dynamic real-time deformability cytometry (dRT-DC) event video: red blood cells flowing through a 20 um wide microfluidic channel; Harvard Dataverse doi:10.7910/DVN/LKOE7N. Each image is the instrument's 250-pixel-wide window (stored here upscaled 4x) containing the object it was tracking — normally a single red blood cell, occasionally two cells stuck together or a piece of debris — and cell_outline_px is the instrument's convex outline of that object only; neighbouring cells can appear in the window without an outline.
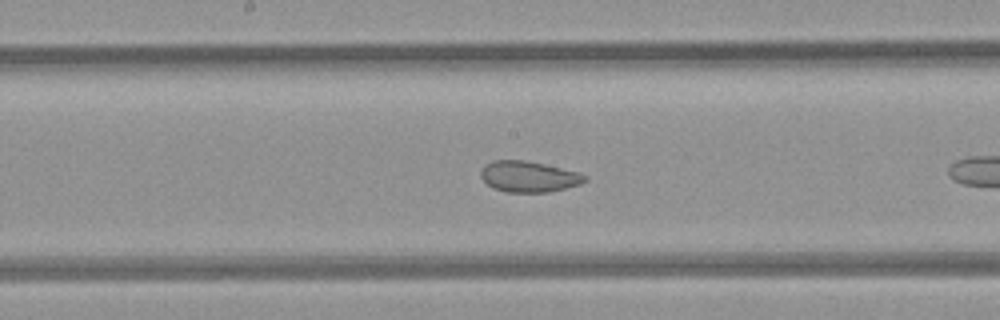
{"species": "common noctule bat (a hibernating species)", "species_latin": "Nyctalus noctula", "temperature_condition": "room temperature", "stored_images_in_passage": 16, "camera_frame_rate_fps": 3000, "um_per_image_px": 0.085, "animal": {"sex": "female", "body_mass_g": 21.9}, "frame": {"image": 1, "passage_image": 14, "time_ms": 4.333, "image_size_px": [1000, 320], "cell_outline_px": [[588, 180], [580, 184], [548, 192], [508, 192], [496, 188], [488, 184], [480, 176], [480, 168], [484, 164], [492, 160], [524, 160], [544, 164], [580, 172], [588, 176]], "centroid_in_image_um": [44.95, 14.99], "position_along_channel_um": 203.3, "area_um2": 18.79}}